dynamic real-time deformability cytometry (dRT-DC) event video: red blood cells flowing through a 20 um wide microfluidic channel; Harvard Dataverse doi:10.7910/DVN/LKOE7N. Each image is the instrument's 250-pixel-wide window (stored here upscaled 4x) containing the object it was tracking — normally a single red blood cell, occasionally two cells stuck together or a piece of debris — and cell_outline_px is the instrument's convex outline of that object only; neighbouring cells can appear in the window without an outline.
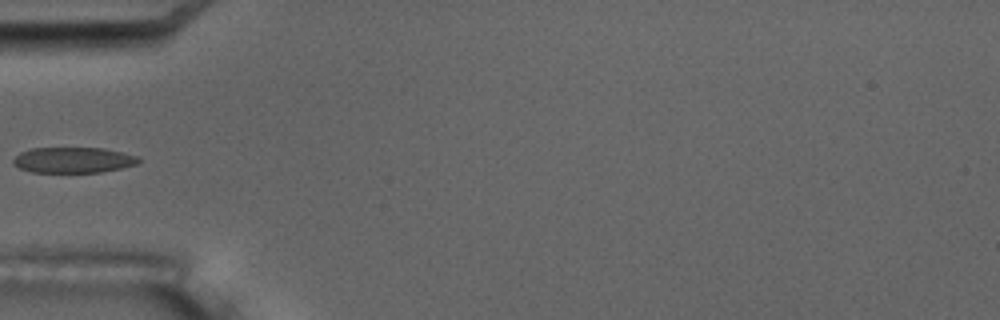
{"species": "common noctule bat (a hibernating species)", "species_latin": "Nyctalus noctula", "temperature_condition": "room temperature", "stored_images_in_passage": 3, "camera_frame_rate_fps": 3000, "um_per_image_px": 0.085, "animal": {"sex": "male", "body_mass_g": 17.5, "forearm_length_mm": 52.3}, "frame": {"image": 1, "passage_image": 3, "time_ms": 3.333, "image_size_px": [1000, 320], "cell_outline_px": [[140, 160], [136, 164], [120, 168], [100, 172], [32, 172], [20, 168], [12, 164], [12, 160], [20, 152], [32, 148], [104, 148], [136, 156]], "centroid_in_image_um": [6.18, 13.6], "position_along_channel_um": 78.8, "area_um2": 18.55}}